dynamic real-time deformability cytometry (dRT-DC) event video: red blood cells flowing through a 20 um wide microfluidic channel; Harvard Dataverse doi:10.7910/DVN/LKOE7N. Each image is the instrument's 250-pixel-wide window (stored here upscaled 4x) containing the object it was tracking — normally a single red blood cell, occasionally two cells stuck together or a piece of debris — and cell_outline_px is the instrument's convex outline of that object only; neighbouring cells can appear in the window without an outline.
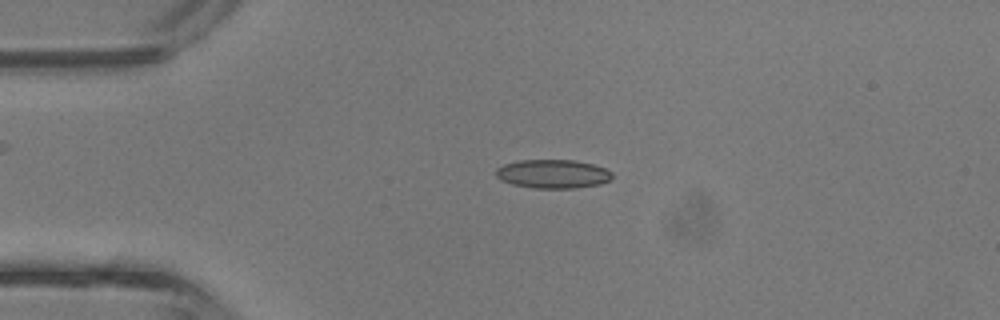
{"species": "common noctule bat (a hibernating species)", "species_latin": "Nyctalus noctula", "temperature_condition": "room temperature", "stored_images_in_passage": 3, "camera_frame_rate_fps": 3000, "um_per_image_px": 0.085, "animal": {"sex": "male", "body_mass_g": 13.3}, "frame": {"image": 1, "passage_image": 2, "time_ms": 0.333, "image_size_px": [1000, 320], "cell_outline_px": [[612, 176], [608, 180], [600, 184], [576, 188], [532, 188], [512, 184], [500, 180], [496, 176], [496, 168], [504, 164], [520, 160], [576, 160], [592, 164], [604, 168], [612, 172]], "centroid_in_image_um": [46.97, 14.78], "position_along_channel_um": 38.0, "area_um2": 19.48}}